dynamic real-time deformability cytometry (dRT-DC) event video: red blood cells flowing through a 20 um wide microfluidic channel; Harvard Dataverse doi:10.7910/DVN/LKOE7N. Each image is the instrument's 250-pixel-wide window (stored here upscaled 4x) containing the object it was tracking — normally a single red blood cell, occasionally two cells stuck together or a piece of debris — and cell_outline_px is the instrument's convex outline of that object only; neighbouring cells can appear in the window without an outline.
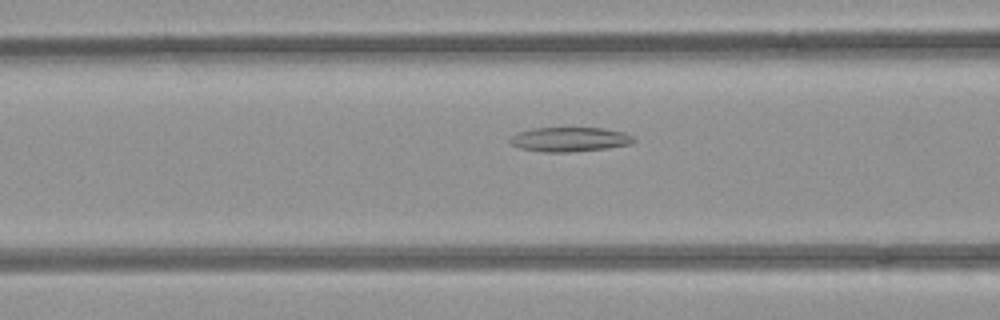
{"species": "common noctule bat (a hibernating species)", "species_latin": "Nyctalus noctula", "temperature_condition": "room temperature", "stored_images_in_passage": 28, "camera_frame_rate_fps": 3000, "um_per_image_px": 0.085, "animal": {"sex": "female", "body_mass_g": 21.9}, "frame": {"image": 1, "passage_image": 8, "time_ms": 2.333, "image_size_px": [1000, 320], "cell_outline_px": [[636, 140], [632, 144], [604, 148], [568, 152], [544, 152], [520, 148], [512, 144], [508, 140], [516, 132], [532, 128], [604, 128], [624, 132], [632, 136]], "centroid_in_image_um": [48.41, 11.84], "position_along_channel_um": 118.2, "area_um2": 17.57}}
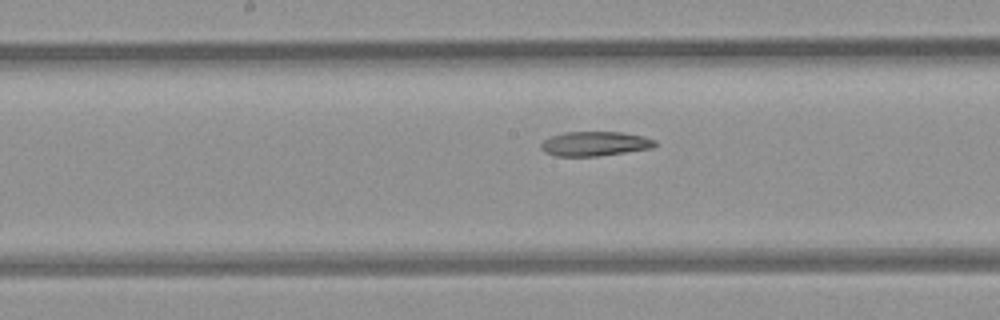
{"frame": {"image": 2, "passage_image": 14, "time_ms": 4.333, "image_size_px": [1000, 320], "cell_outline_px": [[656, 144], [652, 148], [596, 156], [556, 156], [544, 152], [540, 148], [540, 144], [544, 140], [552, 136], [564, 132], [620, 132], [644, 136], [656, 140]], "centroid_in_image_um": [50.54, 12.21], "position_along_channel_um": 197.7, "area_um2": 16.18}}
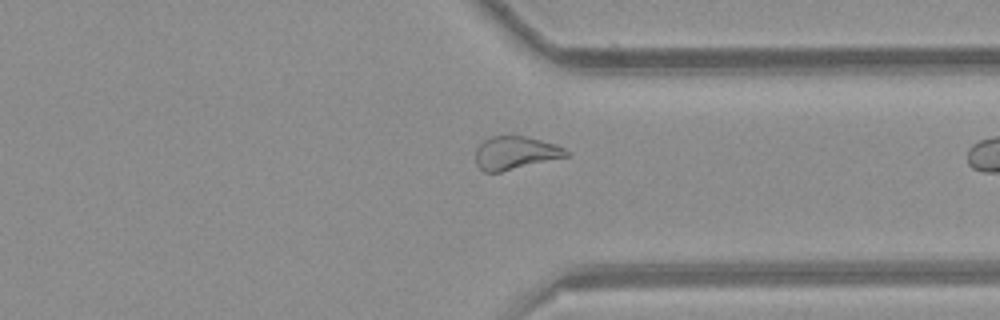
{"frame": {"image": 3, "passage_image": 27, "time_ms": 8.667, "image_size_px": [1000, 320], "cell_outline_px": [[568, 156], [500, 172], [484, 172], [476, 164], [476, 148], [484, 140], [492, 136], [524, 136], [556, 144], [564, 148], [568, 152]], "centroid_in_image_um": [43.78, 13.0], "position_along_channel_um": 367.6, "area_um2": 17.28}}